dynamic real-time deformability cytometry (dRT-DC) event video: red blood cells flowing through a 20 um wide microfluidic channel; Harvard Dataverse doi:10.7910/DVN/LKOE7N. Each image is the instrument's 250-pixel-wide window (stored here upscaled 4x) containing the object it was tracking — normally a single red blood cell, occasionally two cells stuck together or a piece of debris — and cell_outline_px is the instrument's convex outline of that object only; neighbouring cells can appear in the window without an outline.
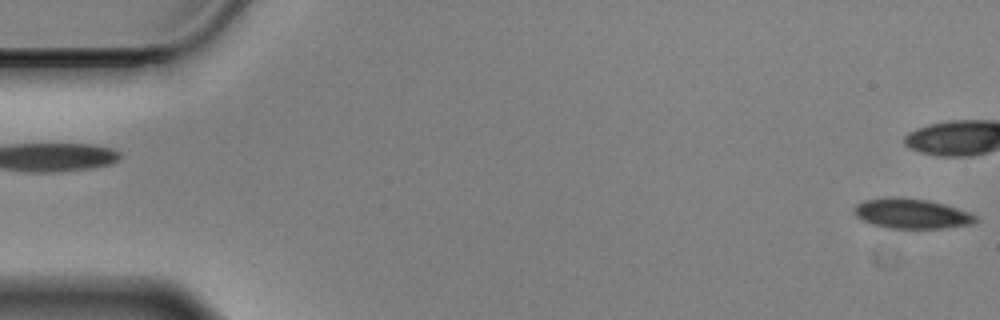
{"species": "Egyptian fruit bat (a non-hibernating species)", "species_latin": "Rousettus aegyptiacus", "temperature_condition": "cold", "stored_images_in_passage": 59, "camera_frame_rate_fps": 3000, "um_per_image_px": 0.085, "animal": {"sex": "male"}, "frame": {"image": 1, "passage_image": 1, "time_ms": 0.0, "image_size_px": [1000, 320], "cell_outline_px": [[976, 220], [972, 224], [944, 228], [888, 228], [872, 224], [856, 216], [852, 212], [856, 204], [864, 200], [892, 196], [896, 196], [928, 200], [956, 208], [968, 212], [976, 216]], "centroid_in_image_um": [77.43, 18.15], "position_along_channel_um": 7.6, "area_um2": 21.1}, "authors_computed_cell_mechanics": {"area_um2": 21.097, "velocity_mm_per_s": 3.4776, "shape_relaxation_time_tau1_ms": 7.6657, "shape_relaxation_time_tau2_ms": 8.9303, "deformation_change_tau1": 0.1125, "deformation_change_tau2": 0.1427}}